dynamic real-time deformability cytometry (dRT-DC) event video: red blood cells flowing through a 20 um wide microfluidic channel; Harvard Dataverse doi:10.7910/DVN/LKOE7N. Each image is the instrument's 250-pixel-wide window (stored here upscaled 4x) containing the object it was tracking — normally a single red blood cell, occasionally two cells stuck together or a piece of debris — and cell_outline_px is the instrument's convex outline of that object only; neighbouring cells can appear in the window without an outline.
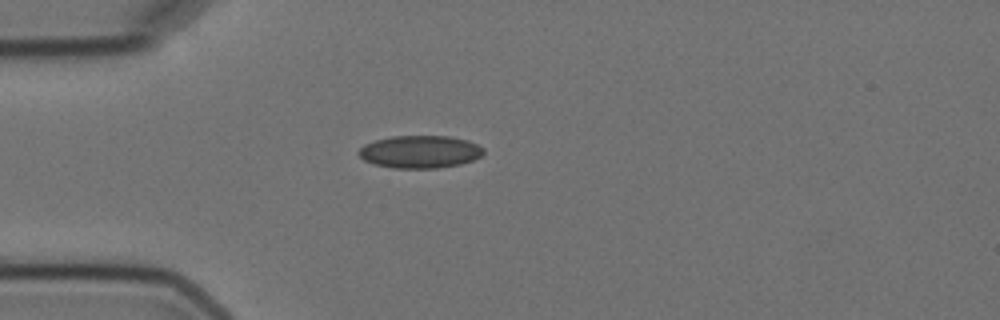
{"species": "Egyptian fruit bat (a non-hibernating species)", "species_latin": "Rousettus aegyptiacus", "temperature_condition": "cold", "stored_images_in_passage": 2, "camera_frame_rate_fps": 3000, "um_per_image_px": 0.085, "animal": {"sex": "female"}, "frame": {"image": 1, "passage_image": 1, "time_ms": 0.0, "image_size_px": [1000, 320], "cell_outline_px": [[484, 152], [480, 156], [472, 160], [460, 164], [436, 168], [392, 168], [372, 164], [364, 160], [356, 152], [364, 144], [376, 140], [392, 136], [448, 136], [468, 140], [484, 148]], "centroid_in_image_um": [35.67, 12.9], "position_along_channel_um": 49.3, "area_um2": 23.76}}